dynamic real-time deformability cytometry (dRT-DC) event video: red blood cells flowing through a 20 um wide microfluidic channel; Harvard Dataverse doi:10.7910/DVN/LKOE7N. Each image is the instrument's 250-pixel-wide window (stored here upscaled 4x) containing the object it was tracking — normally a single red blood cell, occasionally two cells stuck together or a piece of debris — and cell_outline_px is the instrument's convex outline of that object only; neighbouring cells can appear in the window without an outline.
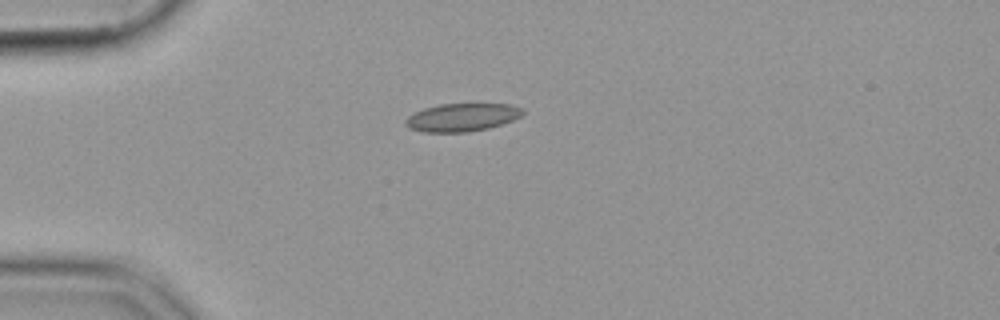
{"species": "common noctule bat (a hibernating species)", "species_latin": "Nyctalus noctula", "temperature_condition": "cold", "stored_images_in_passage": 41, "camera_frame_rate_fps": 3000, "um_per_image_px": 0.085, "animal": {"sex": "female", "body_mass_g": 19.9}, "frame": {"image": 1, "passage_image": 1, "time_ms": 0.0, "image_size_px": [1000, 320], "cell_outline_px": [[524, 112], [520, 116], [512, 120], [488, 128], [468, 132], [424, 132], [408, 128], [404, 124], [404, 120], [408, 116], [424, 108], [440, 104], [512, 104], [524, 108]], "centroid_in_image_um": [39.26, 9.97], "position_along_channel_um": 45.7, "area_um2": 19.13}}
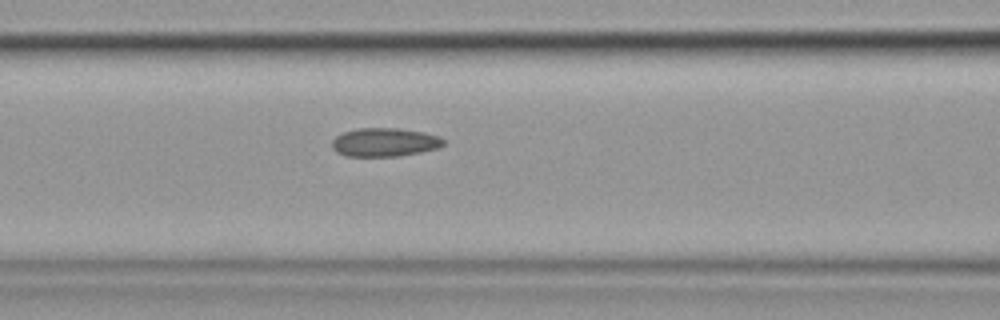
{"frame": {"image": 2, "passage_image": 10, "time_ms": 3.0, "image_size_px": [1000, 320], "cell_outline_px": [[444, 144], [436, 148], [420, 152], [400, 156], [344, 156], [336, 152], [332, 148], [332, 140], [336, 136], [344, 132], [356, 128], [396, 128], [424, 132], [436, 136], [444, 140]], "centroid_in_image_um": [32.64, 12.09], "position_along_channel_um": 134.0, "area_um2": 18.5}}
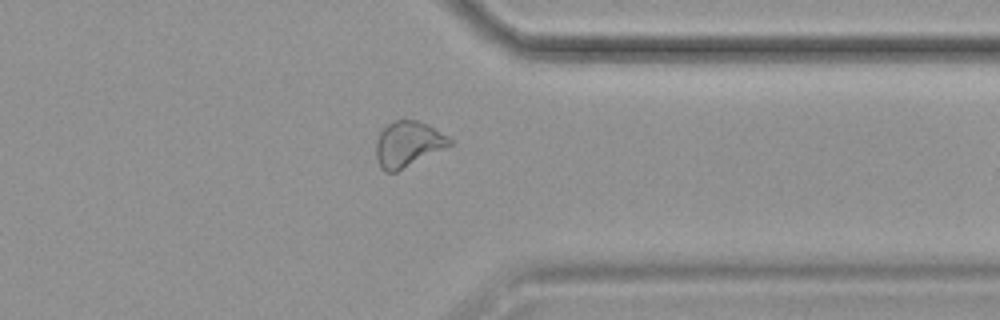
{"frame": {"image": 3, "passage_image": 30, "time_ms": 9.667, "image_size_px": [1000, 320], "cell_outline_px": [[452, 144], [396, 172], [384, 172], [380, 168], [376, 156], [376, 140], [380, 132], [392, 120], [416, 120], [428, 124], [448, 136], [452, 140]], "centroid_in_image_um": [34.65, 12.24], "position_along_channel_um": 376.7, "area_um2": 19.42}}